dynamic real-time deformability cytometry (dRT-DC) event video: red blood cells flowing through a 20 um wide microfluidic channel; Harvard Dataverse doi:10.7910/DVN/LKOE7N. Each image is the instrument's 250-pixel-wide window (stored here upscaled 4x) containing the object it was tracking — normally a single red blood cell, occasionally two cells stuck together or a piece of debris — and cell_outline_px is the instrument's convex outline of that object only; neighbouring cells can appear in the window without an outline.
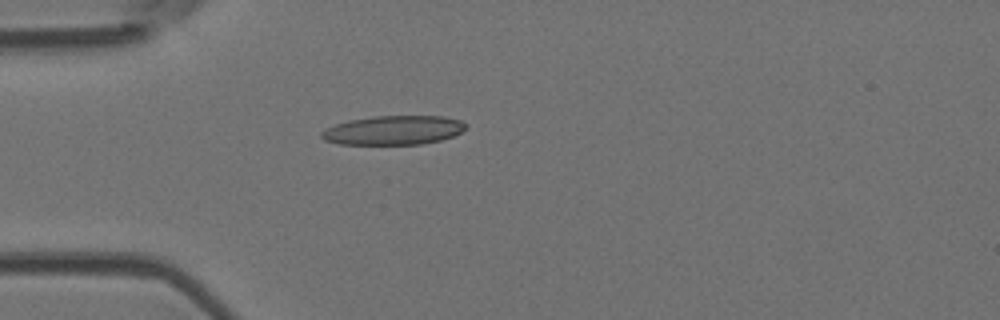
{"species": "Egyptian fruit bat (a non-hibernating species)", "species_latin": "Rousettus aegyptiacus", "temperature_condition": "room temperature", "stored_images_in_passage": 4, "camera_frame_rate_fps": 3000, "um_per_image_px": 0.085, "animal": {"sex": "female"}, "frame": {"image": 1, "passage_image": 4, "time_ms": 4.333, "image_size_px": [1000, 320], "cell_outline_px": [[464, 128], [460, 132], [452, 136], [440, 140], [420, 144], [340, 144], [324, 140], [320, 136], [320, 132], [336, 124], [348, 120], [376, 116], [444, 116], [460, 120], [464, 124]], "centroid_in_image_um": [33.41, 11.07], "position_along_channel_um": 51.6, "area_um2": 24.22}}